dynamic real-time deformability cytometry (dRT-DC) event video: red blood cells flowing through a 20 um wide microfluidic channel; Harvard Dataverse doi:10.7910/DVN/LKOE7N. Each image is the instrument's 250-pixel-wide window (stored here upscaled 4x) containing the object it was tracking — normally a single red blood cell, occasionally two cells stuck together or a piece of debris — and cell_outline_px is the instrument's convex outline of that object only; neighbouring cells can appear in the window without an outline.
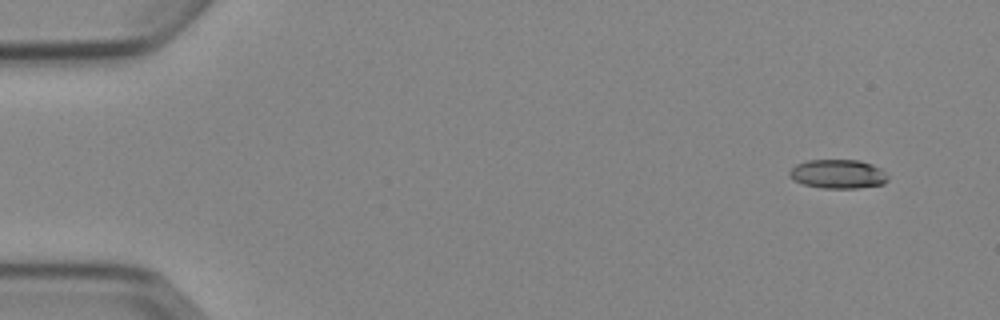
{"species": "Egyptian fruit bat (a non-hibernating species)", "species_latin": "Rousettus aegyptiacus", "temperature_condition": "cold", "stored_images_in_passage": 6, "camera_frame_rate_fps": 3000, "um_per_image_px": 0.085, "animal": {"sex": "female"}, "frame": {"image": 1, "passage_image": 1, "time_ms": 0.0, "image_size_px": [1000, 320], "cell_outline_px": [[888, 180], [884, 184], [856, 188], [824, 188], [804, 184], [792, 180], [788, 176], [788, 172], [796, 164], [808, 160], [860, 160], [872, 164], [880, 168], [888, 176]], "centroid_in_image_um": [71.22, 14.79], "position_along_channel_um": 13.8, "area_um2": 16.7}}
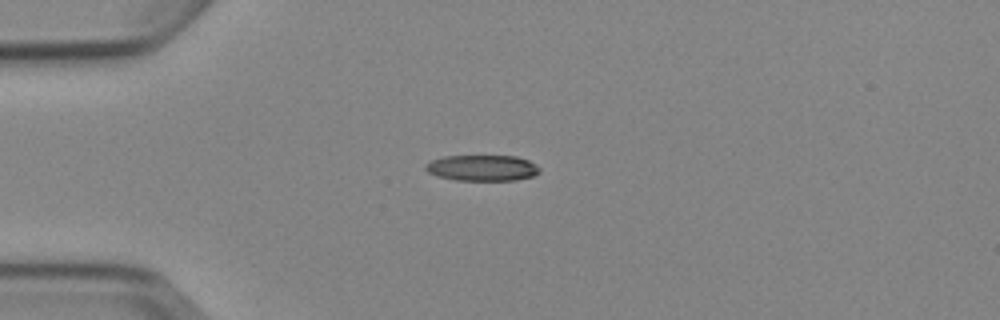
{"frame": {"image": 2, "passage_image": 4, "time_ms": 3.333, "image_size_px": [1000, 320], "cell_outline_px": [[540, 172], [532, 176], [516, 180], [456, 180], [436, 176], [428, 172], [424, 168], [424, 164], [432, 160], [444, 156], [516, 156], [528, 160], [536, 164], [540, 168]], "centroid_in_image_um": [40.98, 14.27], "position_along_channel_um": 44.0, "area_um2": 17.28}}
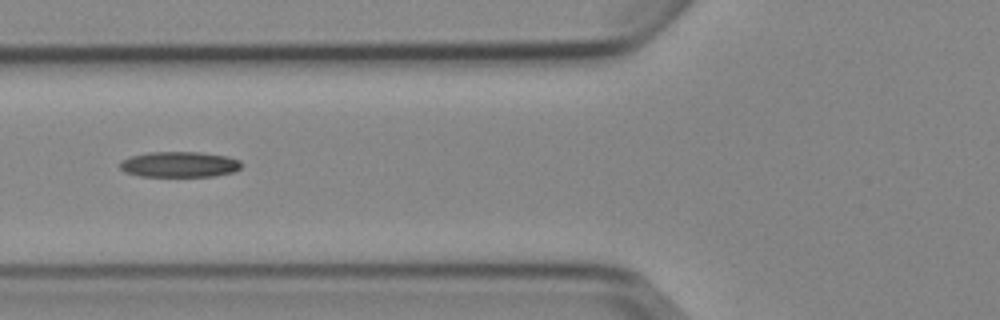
{"frame": {"image": 3, "passage_image": 6, "time_ms": 5.667, "image_size_px": [1000, 320], "cell_outline_px": [[244, 164], [240, 168], [232, 172], [216, 176], [140, 176], [124, 172], [120, 168], [120, 164], [124, 160], [132, 156], [148, 152], [200, 152], [228, 156], [240, 160]], "centroid_in_image_um": [15.3, 13.97], "position_along_channel_um": 110.5, "area_um2": 18.15}}